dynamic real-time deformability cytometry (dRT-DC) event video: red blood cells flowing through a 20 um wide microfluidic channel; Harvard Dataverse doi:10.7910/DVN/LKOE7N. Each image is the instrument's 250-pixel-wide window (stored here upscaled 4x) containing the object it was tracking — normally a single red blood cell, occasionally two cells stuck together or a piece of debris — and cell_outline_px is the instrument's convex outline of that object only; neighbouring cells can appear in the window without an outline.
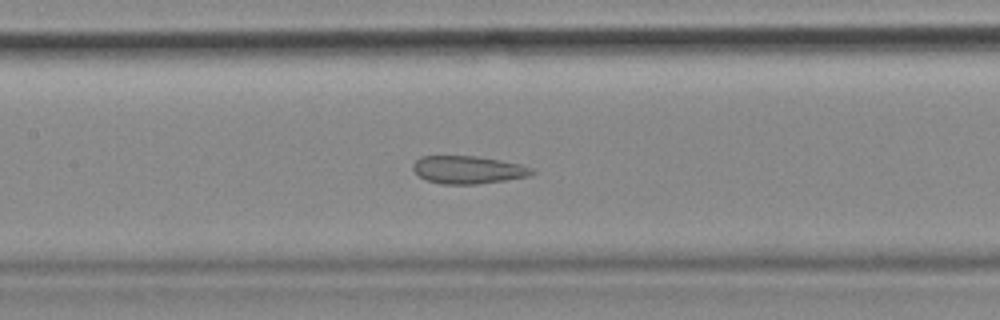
{"species": "common noctule bat (a hibernating species)", "species_latin": "Nyctalus noctula", "temperature_condition": "cold", "stored_images_in_passage": 54, "camera_frame_rate_fps": 3000, "um_per_image_px": 0.085, "animal": {"sex": "female", "body_mass_g": 18.4}, "frame": {"image": 1, "passage_image": 24, "time_ms": 7.667, "image_size_px": [1000, 320], "cell_outline_px": [[536, 172], [528, 176], [504, 180], [476, 184], [440, 184], [428, 180], [420, 176], [412, 168], [412, 164], [420, 156], [476, 156], [500, 160], [520, 164], [532, 168]], "centroid_in_image_um": [39.77, 14.42], "position_along_channel_um": 167.6, "area_um2": 19.13}, "authors_computed_cell_mechanics": {"area_um2": 23.9292, "velocity_mm_per_s": 3.6394, "shape_relaxation_time_tau1_ms": null, "shape_relaxation_time_tau2_ms": 1.7423, "deformation_change_tau1": null, "deformation_change_tau2": 0.0959}}